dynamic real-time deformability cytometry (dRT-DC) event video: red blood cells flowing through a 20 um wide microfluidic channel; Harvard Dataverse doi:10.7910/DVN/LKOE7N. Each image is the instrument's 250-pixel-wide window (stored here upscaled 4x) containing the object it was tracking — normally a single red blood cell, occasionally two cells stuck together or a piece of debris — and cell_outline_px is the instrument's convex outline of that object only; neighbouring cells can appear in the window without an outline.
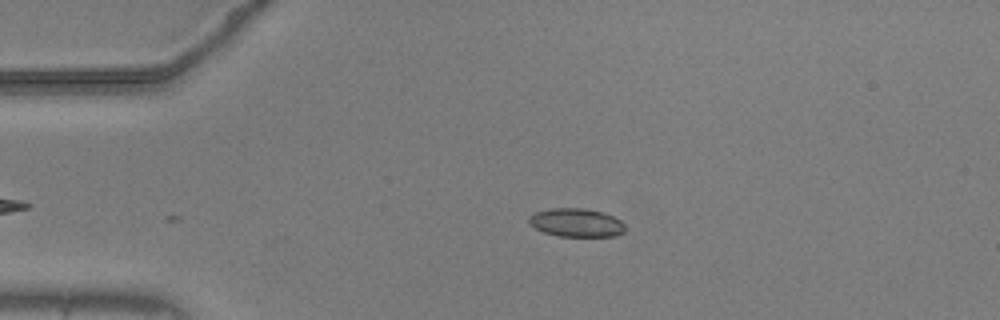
{"species": "common noctule bat (a hibernating species)", "species_latin": "Nyctalus noctula", "temperature_condition": "warm", "stored_images_in_passage": 26, "camera_frame_rate_fps": 3000, "um_per_image_px": 0.085, "animal": {"sex": "male", "body_mass_g": 20.5, "forearm_length_mm": 52.5}, "frame": {"image": 1, "passage_image": 2, "time_ms": 0.333, "image_size_px": [1000, 320], "cell_outline_px": [[624, 232], [616, 236], [556, 236], [544, 232], [528, 224], [528, 216], [536, 212], [552, 208], [584, 208], [604, 212], [620, 220], [624, 224]], "centroid_in_image_um": [48.97, 18.92], "position_along_channel_um": 36.0, "area_um2": 16.01}}
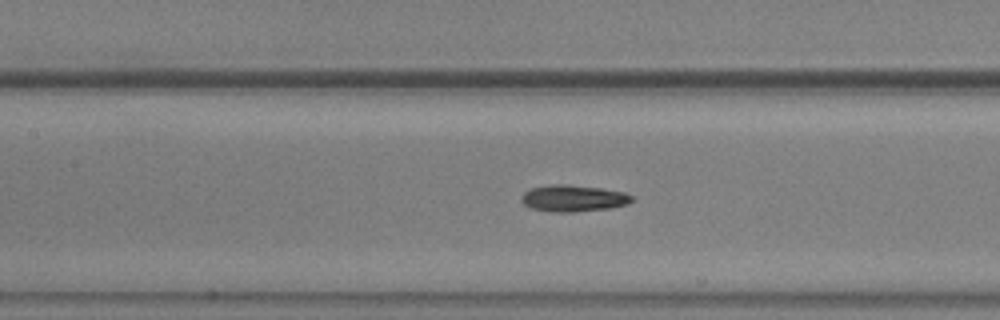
{"frame": {"image": 2, "passage_image": 15, "time_ms": 4.667, "image_size_px": [1000, 320], "cell_outline_px": [[632, 200], [628, 204], [612, 208], [576, 212], [552, 212], [532, 208], [524, 204], [520, 200], [520, 196], [524, 192], [532, 188], [552, 184], [568, 184], [600, 188], [624, 192], [632, 196]], "centroid_in_image_um": [48.72, 16.86], "position_along_channel_um": 158.7, "area_um2": 17.22}}
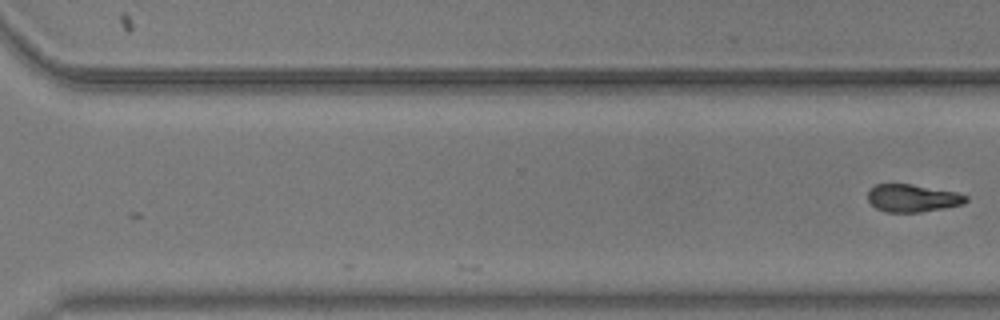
{"frame": {"image": 3, "passage_image": 26, "time_ms": 8.333, "image_size_px": [1000, 320], "cell_outline_px": [[968, 200], [964, 204], [920, 212], [888, 212], [876, 208], [868, 200], [868, 188], [876, 184], [912, 184], [956, 192], [968, 196]], "centroid_in_image_um": [77.55, 16.83], "position_along_channel_um": 293.0, "area_um2": 15.78}}